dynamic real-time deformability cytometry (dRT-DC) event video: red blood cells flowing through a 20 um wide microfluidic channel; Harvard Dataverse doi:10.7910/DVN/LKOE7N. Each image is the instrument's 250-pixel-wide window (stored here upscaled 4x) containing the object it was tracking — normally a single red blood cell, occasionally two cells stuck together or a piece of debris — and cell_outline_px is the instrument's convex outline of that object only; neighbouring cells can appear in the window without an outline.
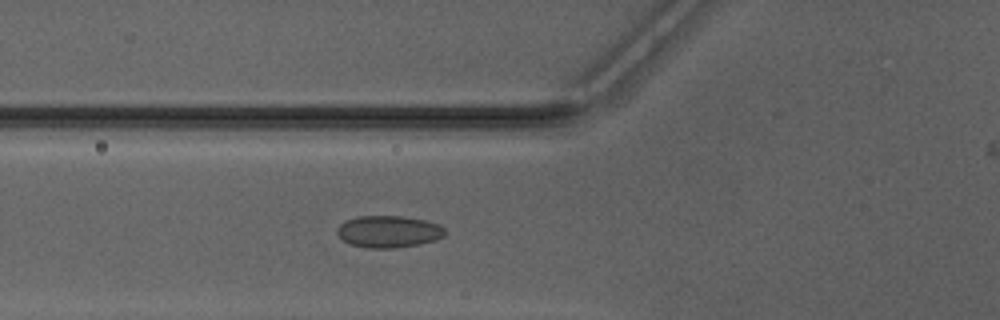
{"species": "Egyptian fruit bat (a non-hibernating species)", "species_latin": "Rousettus aegyptiacus", "temperature_condition": "warm", "stored_images_in_passage": 35, "camera_frame_rate_fps": 3000, "um_per_image_px": 0.085, "animal": {"sex": "male"}, "frame": {"image": 1, "passage_image": 7, "time_ms": 2.0, "image_size_px": [1000, 320], "cell_outline_px": [[444, 236], [436, 240], [420, 244], [396, 248], [364, 248], [348, 244], [336, 232], [336, 228], [340, 224], [356, 216], [400, 216], [424, 220], [440, 224], [444, 228]], "centroid_in_image_um": [33.02, 19.69], "position_along_channel_um": 92.8, "area_um2": 20.17}}
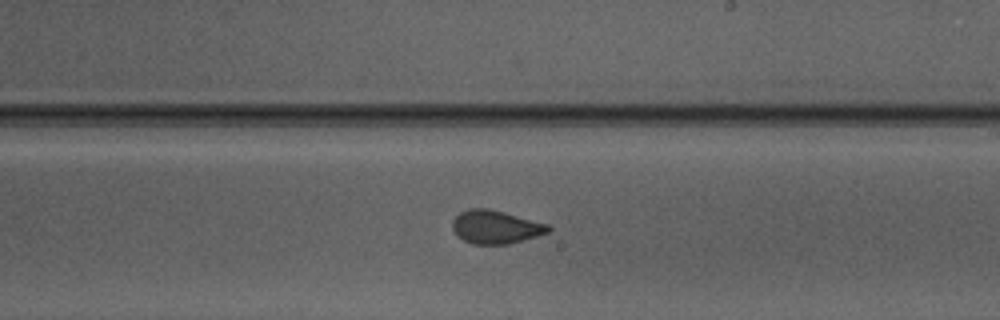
{"frame": {"image": 2, "passage_image": 18, "time_ms": 5.667, "image_size_px": [1000, 320], "cell_outline_px": [[552, 228], [548, 232], [536, 236], [508, 244], [472, 244], [464, 240], [452, 228], [452, 220], [460, 212], [468, 208], [488, 208], [504, 212], [548, 224]], "centroid_in_image_um": [42.12, 19.28], "position_along_channel_um": 246.9, "area_um2": 18.44}}
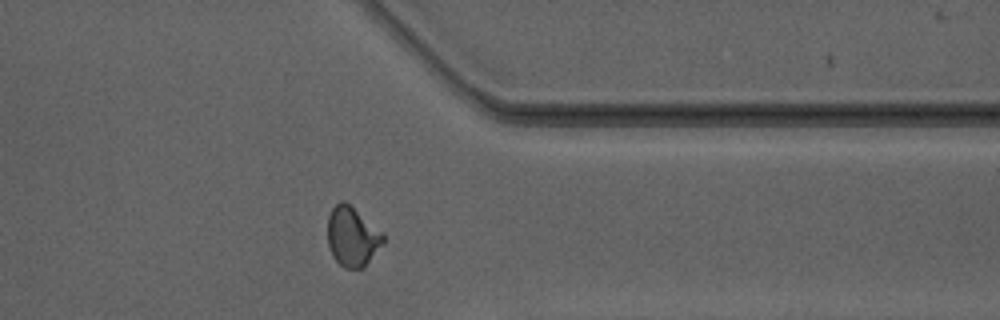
{"frame": {"image": 3, "passage_image": 28, "time_ms": 9.0, "image_size_px": [1000, 320], "cell_outline_px": [[384, 240], [364, 268], [344, 268], [332, 256], [328, 244], [328, 216], [332, 208], [340, 200], [344, 200], [380, 232], [384, 236]], "centroid_in_image_um": [29.89, 20.13], "position_along_channel_um": 381.5, "area_um2": 18.73}}